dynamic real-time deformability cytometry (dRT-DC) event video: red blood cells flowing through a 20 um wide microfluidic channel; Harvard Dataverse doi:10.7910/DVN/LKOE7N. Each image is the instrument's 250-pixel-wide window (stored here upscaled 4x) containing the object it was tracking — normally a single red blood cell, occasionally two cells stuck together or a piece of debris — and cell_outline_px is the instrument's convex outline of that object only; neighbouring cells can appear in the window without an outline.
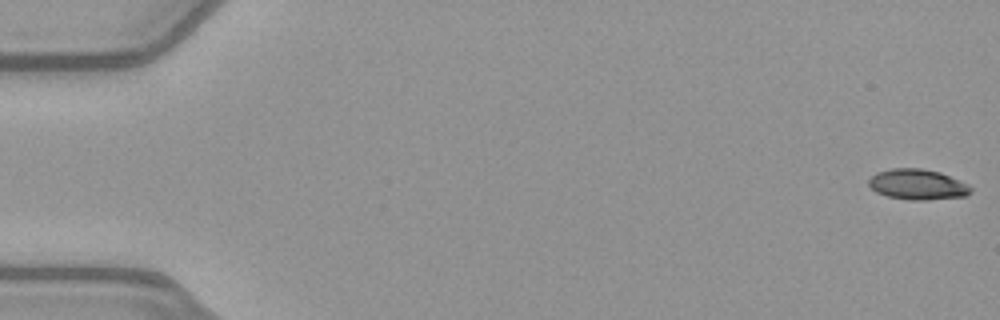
{"species": "common noctule bat (a hibernating species)", "species_latin": "Nyctalus noctula", "temperature_condition": "warm", "stored_images_in_passage": 16, "camera_frame_rate_fps": 3000, "um_per_image_px": 0.085, "animal": {"sex": "female", "body_mass_g": 21.9}, "frame": {"image": 1, "passage_image": 1, "time_ms": 0.0, "image_size_px": [1000, 320], "cell_outline_px": [[972, 192], [964, 196], [928, 200], [908, 200], [888, 196], [876, 192], [868, 184], [868, 180], [876, 172], [892, 168], [920, 168], [940, 172], [960, 180], [968, 184], [972, 188]], "centroid_in_image_um": [78.0, 15.68], "position_along_channel_um": 7.0, "area_um2": 18.21}}
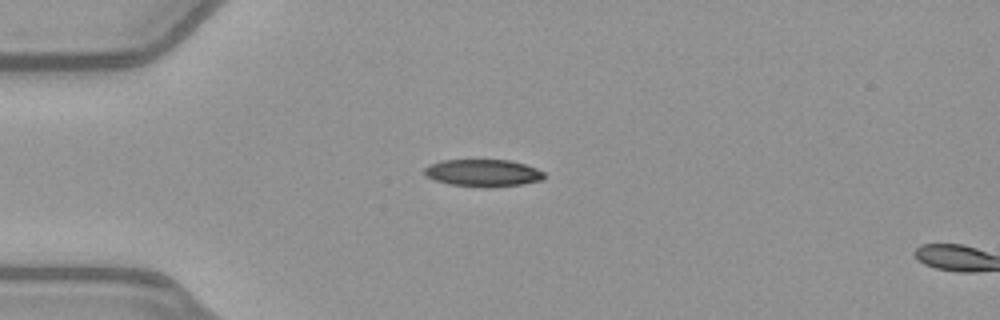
{"frame": {"image": 2, "passage_image": 14, "time_ms": 4.333, "image_size_px": [1000, 320], "cell_outline_px": [[544, 180], [520, 184], [448, 184], [436, 180], [428, 176], [424, 172], [424, 168], [440, 160], [508, 160], [524, 164], [536, 168], [544, 172]], "centroid_in_image_um": [41.07, 14.64], "position_along_channel_um": 43.9, "area_um2": 17.86}}